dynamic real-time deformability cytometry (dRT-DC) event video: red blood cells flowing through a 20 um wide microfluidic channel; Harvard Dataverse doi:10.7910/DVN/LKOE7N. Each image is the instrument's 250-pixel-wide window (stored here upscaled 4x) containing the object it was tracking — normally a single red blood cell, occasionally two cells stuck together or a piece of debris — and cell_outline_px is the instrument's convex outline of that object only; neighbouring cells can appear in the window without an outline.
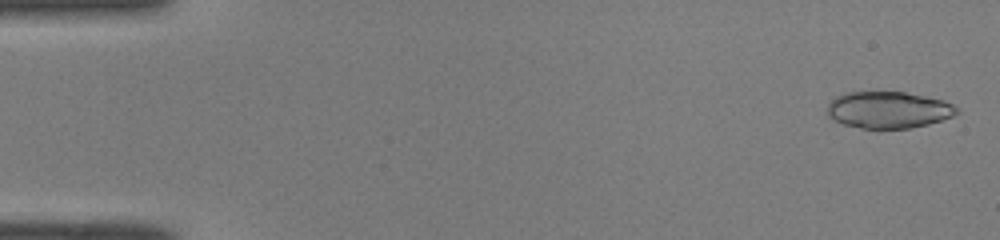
{"species": "common noctule bat (a hibernating species)", "species_latin": "Nyctalus noctula", "temperature_condition": "room temperature", "stored_images_in_passage": 50, "camera_frame_rate_fps": 3000, "um_per_image_px": 0.085, "animal": {"sex": "male", "body_mass_g": 19.0, "forearm_length_mm": 50.8}, "frame": {"image": 1, "passage_image": 2, "time_ms": 0.333, "image_size_px": [1000, 240], "cell_outline_px": [[960, 112], [952, 116], [928, 124], [912, 128], [860, 128], [844, 124], [828, 116], [828, 104], [836, 96], [848, 92], [904, 92], [944, 100], [952, 104]], "centroid_in_image_um": [75.52, 9.34], "position_along_channel_um": 9.5, "area_um2": 27.46}}